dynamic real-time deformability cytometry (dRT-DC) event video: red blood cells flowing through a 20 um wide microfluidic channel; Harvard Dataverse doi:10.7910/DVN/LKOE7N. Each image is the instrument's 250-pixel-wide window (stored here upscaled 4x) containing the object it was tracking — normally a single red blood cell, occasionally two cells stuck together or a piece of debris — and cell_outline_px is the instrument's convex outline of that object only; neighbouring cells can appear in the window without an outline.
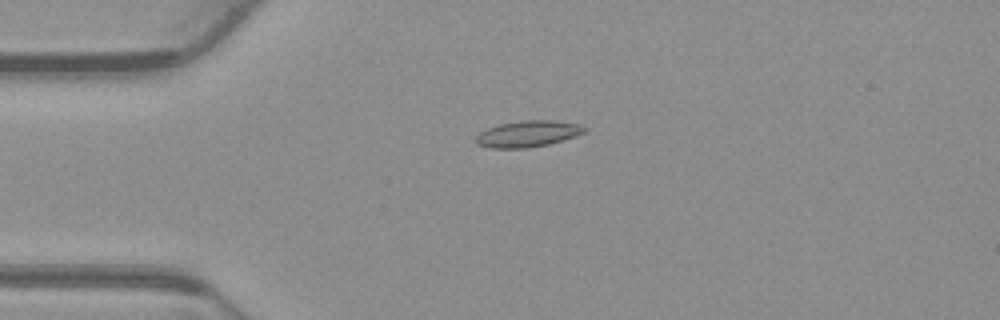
{"species": "common noctule bat (a hibernating species)", "species_latin": "Nyctalus noctula", "temperature_condition": "warm", "stored_images_in_passage": 44, "camera_frame_rate_fps": 3000, "um_per_image_px": 0.085, "animal": {"sex": "male", "body_mass_g": 23.1, "forearm_length_mm": 52.7}, "frame": {"image": 1, "passage_image": 3, "time_ms": 0.667, "image_size_px": [1000, 320], "cell_outline_px": [[588, 128], [584, 132], [548, 144], [528, 148], [492, 148], [476, 144], [472, 140], [480, 132], [488, 128], [500, 124], [520, 120], [552, 120], [580, 124]], "centroid_in_image_um": [44.81, 11.37], "position_along_channel_um": 40.2, "area_um2": 16.59}}
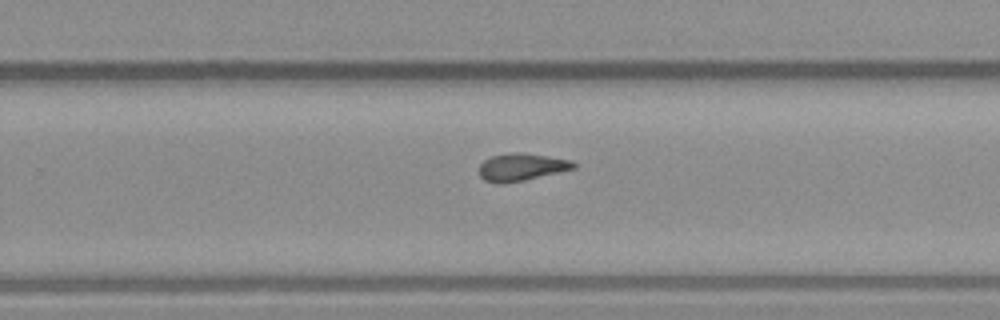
{"frame": {"image": 2, "passage_image": 24, "time_ms": 7.667, "image_size_px": [1000, 320], "cell_outline_px": [[576, 168], [524, 180], [504, 184], [496, 184], [484, 180], [480, 176], [480, 164], [484, 160], [492, 156], [508, 152], [520, 152], [572, 160], [576, 164]], "centroid_in_image_um": [44.3, 14.2], "position_along_channel_um": 285.5, "area_um2": 15.14}}
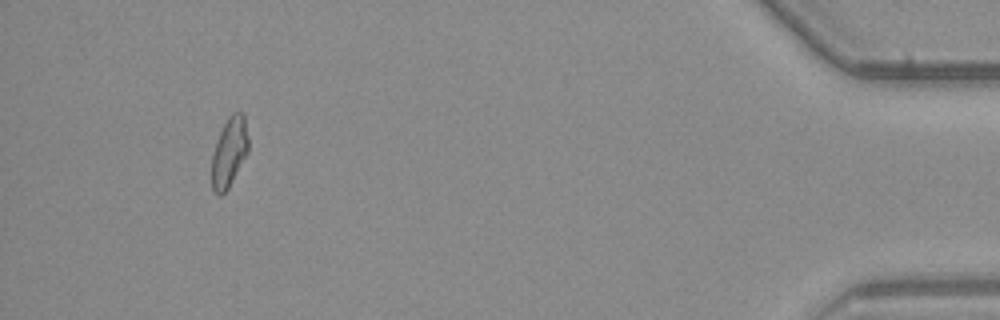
{"frame": {"image": 3, "passage_image": 40, "time_ms": 13.0, "image_size_px": [1000, 320], "cell_outline_px": [[248, 152], [228, 188], [220, 196], [212, 188], [212, 156], [216, 140], [228, 116], [232, 112], [244, 112], [248, 136]], "centroid_in_image_um": [19.49, 12.89], "position_along_channel_um": 415.7, "area_um2": 14.8}, "authors_computed_cell_mechanics": {"area_um2": 15.1436, "velocity_mm_per_s": 3.8515, "shape_relaxation_time_tau1_ms": null, "shape_relaxation_time_tau2_ms": 4.2796, "deformation_change_tau1": null, "deformation_change_tau2": 0.1114}}